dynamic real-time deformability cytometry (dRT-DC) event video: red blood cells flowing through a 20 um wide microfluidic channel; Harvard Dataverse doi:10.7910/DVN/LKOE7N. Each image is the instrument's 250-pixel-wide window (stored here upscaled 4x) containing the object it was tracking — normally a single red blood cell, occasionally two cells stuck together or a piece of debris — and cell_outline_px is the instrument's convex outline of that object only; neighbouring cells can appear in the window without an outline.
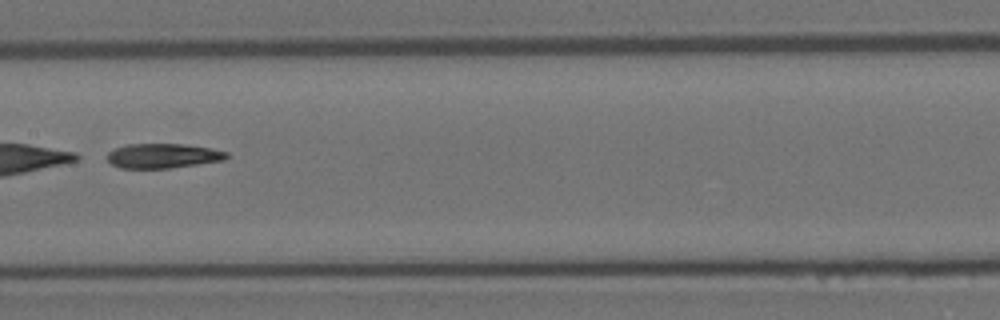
{"species": "Egyptian fruit bat (a non-hibernating species)", "species_latin": "Rousettus aegyptiacus", "temperature_condition": "room temperature", "stored_images_in_passage": 55, "segment_of_instrument_passage": [2, 2], "camera_frame_rate_fps": 3000, "um_per_image_px": 0.085, "animal": {"sex": "female"}, "frame": {"image": 1, "passage_image": 28, "time_ms": 9.0, "image_size_px": [1000, 320], "cell_outline_px": [[228, 156], [224, 160], [172, 168], [120, 168], [112, 164], [104, 156], [108, 152], [116, 148], [128, 144], [184, 144], [208, 148], [228, 152]], "centroid_in_image_um": [13.82, 13.25], "position_along_channel_um": 193.6, "area_um2": 17.11}}